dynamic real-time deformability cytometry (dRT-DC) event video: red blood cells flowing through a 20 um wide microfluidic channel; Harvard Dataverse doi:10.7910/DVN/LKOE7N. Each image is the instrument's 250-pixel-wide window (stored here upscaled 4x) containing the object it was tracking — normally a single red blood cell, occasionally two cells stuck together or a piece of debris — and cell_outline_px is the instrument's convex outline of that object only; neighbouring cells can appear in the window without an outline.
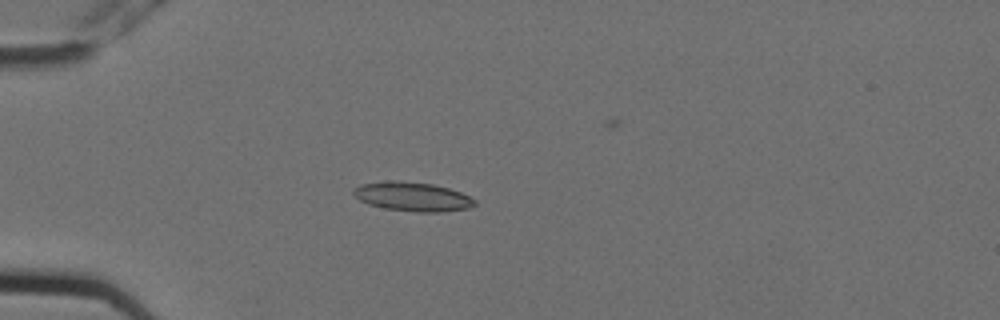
{"species": "Egyptian fruit bat (a non-hibernating species)", "species_latin": "Rousettus aegyptiacus", "temperature_condition": "cold", "stored_images_in_passage": 7, "camera_frame_rate_fps": 3000, "um_per_image_px": 0.085, "animal": {"sex": "female"}, "frame": {"image": 1, "passage_image": 5, "time_ms": 1.333, "image_size_px": [1000, 320], "cell_outline_px": [[476, 204], [468, 208], [440, 212], [416, 212], [384, 208], [368, 204], [360, 200], [352, 192], [352, 188], [360, 184], [384, 180], [396, 180], [432, 184], [448, 188], [460, 192], [476, 200]], "centroid_in_image_um": [35.02, 16.7], "position_along_channel_um": 50.0, "area_um2": 20.63}}
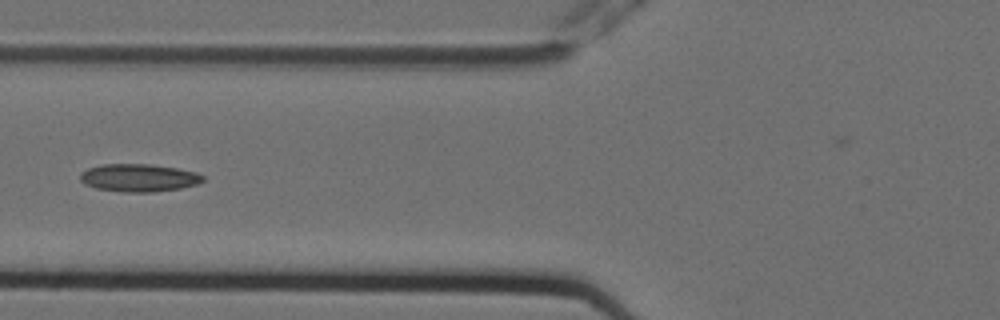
{"frame": {"image": 2, "passage_image": 7, "time_ms": 2.0, "image_size_px": [1000, 320], "cell_outline_px": [[204, 180], [196, 184], [180, 188], [152, 192], [124, 192], [96, 188], [84, 184], [80, 180], [80, 172], [88, 168], [104, 164], [148, 164], [176, 168], [196, 172], [204, 176]], "centroid_in_image_um": [11.77, 15.11], "position_along_channel_um": 114.0, "area_um2": 19.77}}